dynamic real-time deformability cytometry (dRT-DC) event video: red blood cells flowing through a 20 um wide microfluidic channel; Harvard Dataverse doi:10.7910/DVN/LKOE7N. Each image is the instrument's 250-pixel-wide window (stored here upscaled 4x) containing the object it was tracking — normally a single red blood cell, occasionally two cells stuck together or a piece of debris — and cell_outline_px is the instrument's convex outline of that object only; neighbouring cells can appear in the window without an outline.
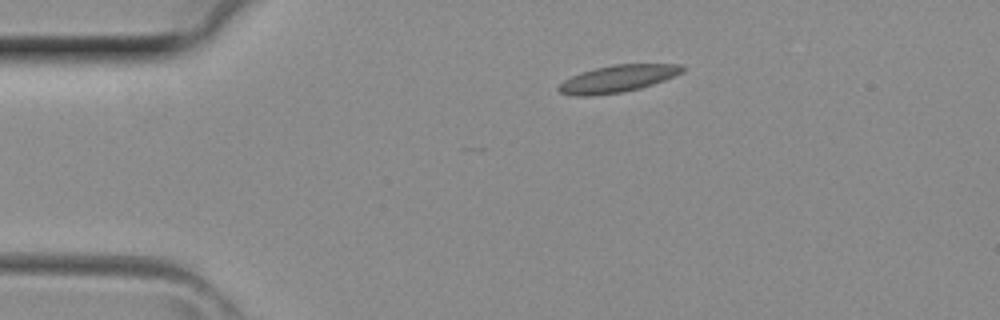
{"species": "common noctule bat (a hibernating species)", "species_latin": "Nyctalus noctula", "temperature_condition": "room temperature", "stored_images_in_passage": 2, "camera_frame_rate_fps": 3000, "um_per_image_px": 0.085, "animal": {"sex": "female", "body_mass_g": 29.2, "forearm_length_mm": 56.3}, "frame": {"image": 1, "passage_image": 1, "time_ms": 0.0, "image_size_px": [1000, 320], "cell_outline_px": [[684, 72], [664, 80], [640, 88], [624, 92], [592, 96], [576, 96], [560, 92], [556, 88], [564, 80], [580, 72], [612, 64], [680, 64], [684, 68]], "centroid_in_image_um": [52.49, 6.69], "position_along_channel_um": 32.5, "area_um2": 19.54}}